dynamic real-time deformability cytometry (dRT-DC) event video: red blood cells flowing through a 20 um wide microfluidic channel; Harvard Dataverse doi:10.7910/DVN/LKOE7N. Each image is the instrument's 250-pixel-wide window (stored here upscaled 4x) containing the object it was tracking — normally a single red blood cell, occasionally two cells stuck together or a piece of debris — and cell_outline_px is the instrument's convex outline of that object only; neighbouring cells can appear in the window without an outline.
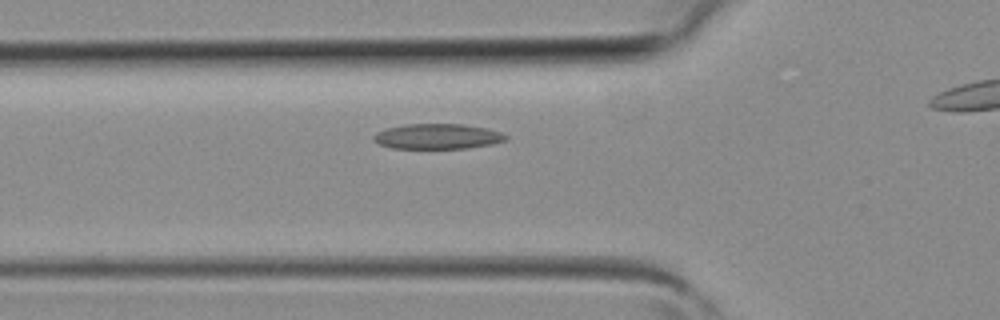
{"species": "common noctule bat (a hibernating species)", "species_latin": "Nyctalus noctula", "temperature_condition": "room temperature", "stored_images_in_passage": 4, "segment_of_instrument_passage": [1, 2], "camera_frame_rate_fps": 3000, "um_per_image_px": 0.085, "animal": {"sex": "female", "body_mass_g": 19.3, "forearm_length_mm": 54.1}, "frame": {"image": 1, "passage_image": 3, "time_ms": 0.667, "image_size_px": [1000, 320], "cell_outline_px": [[508, 136], [504, 140], [492, 144], [468, 148], [392, 148], [380, 144], [372, 140], [372, 136], [376, 132], [384, 128], [404, 124], [460, 124], [484, 128], [500, 132]], "centroid_in_image_um": [37.12, 11.59], "position_along_channel_um": 88.7, "area_um2": 19.36}}